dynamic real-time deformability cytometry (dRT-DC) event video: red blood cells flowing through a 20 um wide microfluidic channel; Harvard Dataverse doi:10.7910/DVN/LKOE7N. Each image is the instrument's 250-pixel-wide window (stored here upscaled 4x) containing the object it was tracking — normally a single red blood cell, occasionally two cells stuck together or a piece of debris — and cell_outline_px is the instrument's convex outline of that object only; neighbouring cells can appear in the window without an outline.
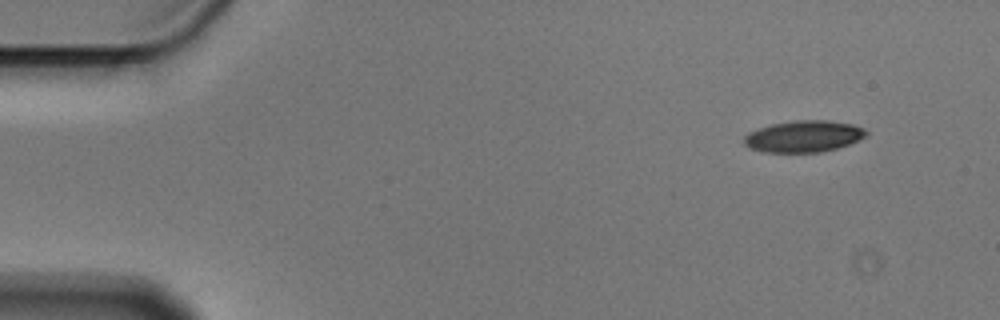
{"species": "Egyptian fruit bat (a non-hibernating species)", "species_latin": "Rousettus aegyptiacus", "temperature_condition": "cold", "stored_images_in_passage": 4, "camera_frame_rate_fps": 3000, "um_per_image_px": 0.085, "animal": {"sex": "male"}, "frame": {"image": 1, "passage_image": 1, "time_ms": 0.0, "image_size_px": [1000, 320], "cell_outline_px": [[868, 136], [848, 144], [836, 148], [820, 152], [764, 152], [748, 148], [744, 144], [744, 136], [748, 132], [772, 124], [792, 120], [828, 120], [852, 124], [864, 128], [868, 132]], "centroid_in_image_um": [68.31, 11.58], "position_along_channel_um": 16.7, "area_um2": 22.54}}
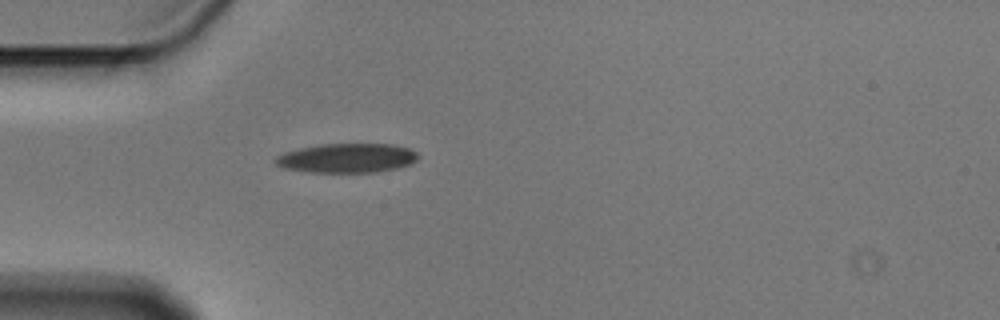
{"frame": {"image": 2, "passage_image": 4, "time_ms": 1.0, "image_size_px": [1000, 320], "cell_outline_px": [[420, 156], [412, 164], [396, 168], [376, 172], [312, 172], [284, 168], [276, 164], [272, 160], [276, 156], [284, 152], [300, 148], [320, 144], [392, 144], [408, 148], [416, 152]], "centroid_in_image_um": [29.49, 13.43], "position_along_channel_um": 55.5, "area_um2": 24.39}}